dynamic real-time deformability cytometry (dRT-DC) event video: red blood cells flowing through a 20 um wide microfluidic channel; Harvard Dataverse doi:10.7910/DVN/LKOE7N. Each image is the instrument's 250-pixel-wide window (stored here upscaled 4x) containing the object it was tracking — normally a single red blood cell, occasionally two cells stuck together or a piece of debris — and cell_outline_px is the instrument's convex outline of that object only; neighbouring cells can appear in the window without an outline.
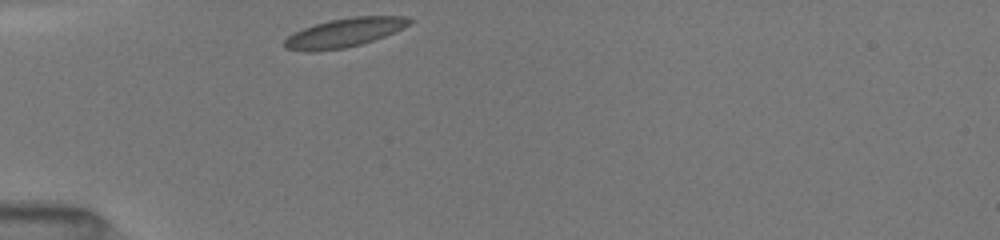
{"species": "common noctule bat (a hibernating species)", "species_latin": "Nyctalus noctula", "temperature_condition": "room temperature", "stored_images_in_passage": 4, "camera_frame_rate_fps": 3000, "um_per_image_px": 0.085, "animal": {"sex": "female", "body_mass_g": 19.5, "forearm_length_mm": 54.1}, "frame": {"image": 1, "passage_image": 1, "time_ms": 0.0, "image_size_px": [1000, 240], "cell_outline_px": [[412, 20], [408, 24], [384, 36], [360, 44], [344, 48], [316, 52], [304, 52], [284, 48], [284, 40], [288, 36], [304, 28], [328, 20], [352, 16], [404, 16]], "centroid_in_image_um": [29.2, 2.79], "position_along_channel_um": 55.8, "area_um2": 20.81}}
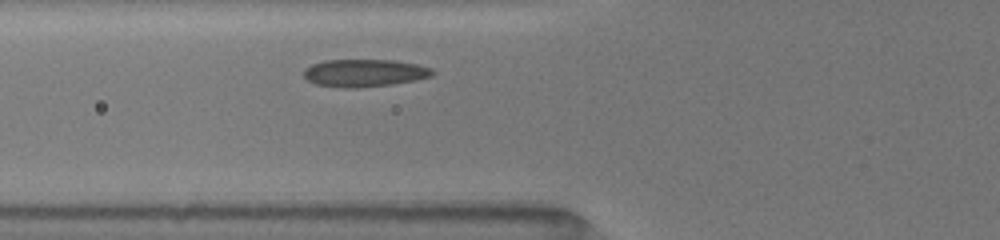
{"frame": {"image": 2, "passage_image": 4, "time_ms": 1.333, "image_size_px": [1000, 240], "cell_outline_px": [[436, 72], [432, 76], [416, 80], [392, 84], [356, 88], [344, 88], [316, 84], [308, 80], [304, 76], [304, 72], [312, 64], [324, 60], [396, 60], [416, 64], [432, 68]], "centroid_in_image_um": [31.02, 6.2], "position_along_channel_um": 94.8, "area_um2": 20.63}}